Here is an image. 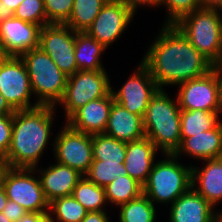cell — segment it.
<instances>
[{"instance_id": "obj_1", "label": "cell", "mask_w": 222, "mask_h": 222, "mask_svg": "<svg viewBox=\"0 0 222 222\" xmlns=\"http://www.w3.org/2000/svg\"><path fill=\"white\" fill-rule=\"evenodd\" d=\"M163 26L141 60L160 89L198 78L213 69V64L174 24Z\"/></svg>"}, {"instance_id": "obj_2", "label": "cell", "mask_w": 222, "mask_h": 222, "mask_svg": "<svg viewBox=\"0 0 222 222\" xmlns=\"http://www.w3.org/2000/svg\"><path fill=\"white\" fill-rule=\"evenodd\" d=\"M55 110L54 106H38L13 113L12 139L2 159L4 166L37 169L52 134Z\"/></svg>"}, {"instance_id": "obj_3", "label": "cell", "mask_w": 222, "mask_h": 222, "mask_svg": "<svg viewBox=\"0 0 222 222\" xmlns=\"http://www.w3.org/2000/svg\"><path fill=\"white\" fill-rule=\"evenodd\" d=\"M174 99H170L165 89H159L143 117L145 136L162 150V155L174 154L181 144V109L177 97Z\"/></svg>"}, {"instance_id": "obj_4", "label": "cell", "mask_w": 222, "mask_h": 222, "mask_svg": "<svg viewBox=\"0 0 222 222\" xmlns=\"http://www.w3.org/2000/svg\"><path fill=\"white\" fill-rule=\"evenodd\" d=\"M165 159L155 161L146 183L145 194L154 203L172 204L192 187V165L177 162L174 154H163Z\"/></svg>"}, {"instance_id": "obj_5", "label": "cell", "mask_w": 222, "mask_h": 222, "mask_svg": "<svg viewBox=\"0 0 222 222\" xmlns=\"http://www.w3.org/2000/svg\"><path fill=\"white\" fill-rule=\"evenodd\" d=\"M20 57L27 68L33 94L38 98L36 103L56 107L65 93L68 76L39 47Z\"/></svg>"}, {"instance_id": "obj_6", "label": "cell", "mask_w": 222, "mask_h": 222, "mask_svg": "<svg viewBox=\"0 0 222 222\" xmlns=\"http://www.w3.org/2000/svg\"><path fill=\"white\" fill-rule=\"evenodd\" d=\"M221 9L200 8L185 14L174 25L213 65L221 60Z\"/></svg>"}, {"instance_id": "obj_7", "label": "cell", "mask_w": 222, "mask_h": 222, "mask_svg": "<svg viewBox=\"0 0 222 222\" xmlns=\"http://www.w3.org/2000/svg\"><path fill=\"white\" fill-rule=\"evenodd\" d=\"M33 175H36L34 168L4 166L0 174V183L7 198L18 203L28 213L49 212V202L44 195L40 179Z\"/></svg>"}, {"instance_id": "obj_8", "label": "cell", "mask_w": 222, "mask_h": 222, "mask_svg": "<svg viewBox=\"0 0 222 222\" xmlns=\"http://www.w3.org/2000/svg\"><path fill=\"white\" fill-rule=\"evenodd\" d=\"M111 81L106 70H78L68 77L62 105L67 120L88 102L106 97L111 92Z\"/></svg>"}, {"instance_id": "obj_9", "label": "cell", "mask_w": 222, "mask_h": 222, "mask_svg": "<svg viewBox=\"0 0 222 222\" xmlns=\"http://www.w3.org/2000/svg\"><path fill=\"white\" fill-rule=\"evenodd\" d=\"M0 93L15 111L40 106L36 102L30 103L34 94L21 57L4 56L0 60Z\"/></svg>"}, {"instance_id": "obj_10", "label": "cell", "mask_w": 222, "mask_h": 222, "mask_svg": "<svg viewBox=\"0 0 222 222\" xmlns=\"http://www.w3.org/2000/svg\"><path fill=\"white\" fill-rule=\"evenodd\" d=\"M178 86L176 97L180 109L222 112L221 85L214 69Z\"/></svg>"}, {"instance_id": "obj_11", "label": "cell", "mask_w": 222, "mask_h": 222, "mask_svg": "<svg viewBox=\"0 0 222 222\" xmlns=\"http://www.w3.org/2000/svg\"><path fill=\"white\" fill-rule=\"evenodd\" d=\"M55 136L52 150L56 162L85 176L93 162L92 135L76 131L65 122Z\"/></svg>"}, {"instance_id": "obj_12", "label": "cell", "mask_w": 222, "mask_h": 222, "mask_svg": "<svg viewBox=\"0 0 222 222\" xmlns=\"http://www.w3.org/2000/svg\"><path fill=\"white\" fill-rule=\"evenodd\" d=\"M76 34V31L65 24H48L40 30L38 47L68 77L78 71L75 60Z\"/></svg>"}, {"instance_id": "obj_13", "label": "cell", "mask_w": 222, "mask_h": 222, "mask_svg": "<svg viewBox=\"0 0 222 222\" xmlns=\"http://www.w3.org/2000/svg\"><path fill=\"white\" fill-rule=\"evenodd\" d=\"M136 11L124 0H108L86 33L108 48L124 34Z\"/></svg>"}, {"instance_id": "obj_14", "label": "cell", "mask_w": 222, "mask_h": 222, "mask_svg": "<svg viewBox=\"0 0 222 222\" xmlns=\"http://www.w3.org/2000/svg\"><path fill=\"white\" fill-rule=\"evenodd\" d=\"M160 88L155 83L148 68L140 62L118 91L111 88L114 101L133 114L144 117L149 101Z\"/></svg>"}, {"instance_id": "obj_15", "label": "cell", "mask_w": 222, "mask_h": 222, "mask_svg": "<svg viewBox=\"0 0 222 222\" xmlns=\"http://www.w3.org/2000/svg\"><path fill=\"white\" fill-rule=\"evenodd\" d=\"M41 27L16 17L0 23V49L3 56L20 57L39 46Z\"/></svg>"}, {"instance_id": "obj_16", "label": "cell", "mask_w": 222, "mask_h": 222, "mask_svg": "<svg viewBox=\"0 0 222 222\" xmlns=\"http://www.w3.org/2000/svg\"><path fill=\"white\" fill-rule=\"evenodd\" d=\"M114 97L110 92L106 97L88 102L76 110L65 122L74 130L94 135L104 133Z\"/></svg>"}, {"instance_id": "obj_17", "label": "cell", "mask_w": 222, "mask_h": 222, "mask_svg": "<svg viewBox=\"0 0 222 222\" xmlns=\"http://www.w3.org/2000/svg\"><path fill=\"white\" fill-rule=\"evenodd\" d=\"M170 222H213L221 213L193 187L180 195L170 205Z\"/></svg>"}, {"instance_id": "obj_18", "label": "cell", "mask_w": 222, "mask_h": 222, "mask_svg": "<svg viewBox=\"0 0 222 222\" xmlns=\"http://www.w3.org/2000/svg\"><path fill=\"white\" fill-rule=\"evenodd\" d=\"M55 163L43 169L34 168L39 173L41 187L49 203L60 197L71 196L74 187L83 177L73 168Z\"/></svg>"}, {"instance_id": "obj_19", "label": "cell", "mask_w": 222, "mask_h": 222, "mask_svg": "<svg viewBox=\"0 0 222 222\" xmlns=\"http://www.w3.org/2000/svg\"><path fill=\"white\" fill-rule=\"evenodd\" d=\"M185 154L194 159L207 160L222 156V120L213 128L191 137L181 138V144L174 155Z\"/></svg>"}, {"instance_id": "obj_20", "label": "cell", "mask_w": 222, "mask_h": 222, "mask_svg": "<svg viewBox=\"0 0 222 222\" xmlns=\"http://www.w3.org/2000/svg\"><path fill=\"white\" fill-rule=\"evenodd\" d=\"M158 149L146 136L126 143L125 169L142 186L146 183Z\"/></svg>"}, {"instance_id": "obj_21", "label": "cell", "mask_w": 222, "mask_h": 222, "mask_svg": "<svg viewBox=\"0 0 222 222\" xmlns=\"http://www.w3.org/2000/svg\"><path fill=\"white\" fill-rule=\"evenodd\" d=\"M204 162V168L192 165V187L215 208L222 201V156Z\"/></svg>"}, {"instance_id": "obj_22", "label": "cell", "mask_w": 222, "mask_h": 222, "mask_svg": "<svg viewBox=\"0 0 222 222\" xmlns=\"http://www.w3.org/2000/svg\"><path fill=\"white\" fill-rule=\"evenodd\" d=\"M104 133L125 143L141 139L145 137L143 117L114 101Z\"/></svg>"}, {"instance_id": "obj_23", "label": "cell", "mask_w": 222, "mask_h": 222, "mask_svg": "<svg viewBox=\"0 0 222 222\" xmlns=\"http://www.w3.org/2000/svg\"><path fill=\"white\" fill-rule=\"evenodd\" d=\"M107 48L86 32H77L75 40V60L78 70H105L101 54Z\"/></svg>"}, {"instance_id": "obj_24", "label": "cell", "mask_w": 222, "mask_h": 222, "mask_svg": "<svg viewBox=\"0 0 222 222\" xmlns=\"http://www.w3.org/2000/svg\"><path fill=\"white\" fill-rule=\"evenodd\" d=\"M221 113L222 112L181 109V138H188L191 137L192 134H199L200 132L213 129L220 122L219 115H221Z\"/></svg>"}, {"instance_id": "obj_25", "label": "cell", "mask_w": 222, "mask_h": 222, "mask_svg": "<svg viewBox=\"0 0 222 222\" xmlns=\"http://www.w3.org/2000/svg\"><path fill=\"white\" fill-rule=\"evenodd\" d=\"M108 0H74L65 23L76 32H86Z\"/></svg>"}, {"instance_id": "obj_26", "label": "cell", "mask_w": 222, "mask_h": 222, "mask_svg": "<svg viewBox=\"0 0 222 222\" xmlns=\"http://www.w3.org/2000/svg\"><path fill=\"white\" fill-rule=\"evenodd\" d=\"M72 196L83 205L88 212L106 211L103 206L108 205L105 188L96 185L83 176L73 189ZM107 203V204H106Z\"/></svg>"}, {"instance_id": "obj_27", "label": "cell", "mask_w": 222, "mask_h": 222, "mask_svg": "<svg viewBox=\"0 0 222 222\" xmlns=\"http://www.w3.org/2000/svg\"><path fill=\"white\" fill-rule=\"evenodd\" d=\"M93 160L111 163H124L126 143L105 133L92 135Z\"/></svg>"}, {"instance_id": "obj_28", "label": "cell", "mask_w": 222, "mask_h": 222, "mask_svg": "<svg viewBox=\"0 0 222 222\" xmlns=\"http://www.w3.org/2000/svg\"><path fill=\"white\" fill-rule=\"evenodd\" d=\"M108 203L119 207L143 193V186L129 175L114 179L104 187Z\"/></svg>"}, {"instance_id": "obj_29", "label": "cell", "mask_w": 222, "mask_h": 222, "mask_svg": "<svg viewBox=\"0 0 222 222\" xmlns=\"http://www.w3.org/2000/svg\"><path fill=\"white\" fill-rule=\"evenodd\" d=\"M155 205L142 193L139 197L119 206V221L155 222L157 217Z\"/></svg>"}, {"instance_id": "obj_30", "label": "cell", "mask_w": 222, "mask_h": 222, "mask_svg": "<svg viewBox=\"0 0 222 222\" xmlns=\"http://www.w3.org/2000/svg\"><path fill=\"white\" fill-rule=\"evenodd\" d=\"M87 213L88 211L72 195L57 198L49 203L51 222H82Z\"/></svg>"}, {"instance_id": "obj_31", "label": "cell", "mask_w": 222, "mask_h": 222, "mask_svg": "<svg viewBox=\"0 0 222 222\" xmlns=\"http://www.w3.org/2000/svg\"><path fill=\"white\" fill-rule=\"evenodd\" d=\"M123 175H128L124 163L93 160L90 169L85 176L96 185L105 187L114 179L122 177Z\"/></svg>"}, {"instance_id": "obj_32", "label": "cell", "mask_w": 222, "mask_h": 222, "mask_svg": "<svg viewBox=\"0 0 222 222\" xmlns=\"http://www.w3.org/2000/svg\"><path fill=\"white\" fill-rule=\"evenodd\" d=\"M14 17L39 25H48L43 0H23L14 11Z\"/></svg>"}, {"instance_id": "obj_33", "label": "cell", "mask_w": 222, "mask_h": 222, "mask_svg": "<svg viewBox=\"0 0 222 222\" xmlns=\"http://www.w3.org/2000/svg\"><path fill=\"white\" fill-rule=\"evenodd\" d=\"M159 5H164L168 12L164 24H175L185 14L201 8L199 0H159L157 7Z\"/></svg>"}, {"instance_id": "obj_34", "label": "cell", "mask_w": 222, "mask_h": 222, "mask_svg": "<svg viewBox=\"0 0 222 222\" xmlns=\"http://www.w3.org/2000/svg\"><path fill=\"white\" fill-rule=\"evenodd\" d=\"M47 22L65 24L71 14L74 0H43Z\"/></svg>"}, {"instance_id": "obj_35", "label": "cell", "mask_w": 222, "mask_h": 222, "mask_svg": "<svg viewBox=\"0 0 222 222\" xmlns=\"http://www.w3.org/2000/svg\"><path fill=\"white\" fill-rule=\"evenodd\" d=\"M13 114L0 115V159L6 155L12 139Z\"/></svg>"}, {"instance_id": "obj_36", "label": "cell", "mask_w": 222, "mask_h": 222, "mask_svg": "<svg viewBox=\"0 0 222 222\" xmlns=\"http://www.w3.org/2000/svg\"><path fill=\"white\" fill-rule=\"evenodd\" d=\"M2 213L11 222H18L27 211L18 203L8 199L7 205L2 210Z\"/></svg>"}, {"instance_id": "obj_37", "label": "cell", "mask_w": 222, "mask_h": 222, "mask_svg": "<svg viewBox=\"0 0 222 222\" xmlns=\"http://www.w3.org/2000/svg\"><path fill=\"white\" fill-rule=\"evenodd\" d=\"M18 222H51L49 212L26 213Z\"/></svg>"}, {"instance_id": "obj_38", "label": "cell", "mask_w": 222, "mask_h": 222, "mask_svg": "<svg viewBox=\"0 0 222 222\" xmlns=\"http://www.w3.org/2000/svg\"><path fill=\"white\" fill-rule=\"evenodd\" d=\"M106 211L88 212L82 222H110Z\"/></svg>"}, {"instance_id": "obj_39", "label": "cell", "mask_w": 222, "mask_h": 222, "mask_svg": "<svg viewBox=\"0 0 222 222\" xmlns=\"http://www.w3.org/2000/svg\"><path fill=\"white\" fill-rule=\"evenodd\" d=\"M127 4L132 5L136 10L140 8L139 6H157L159 0H124Z\"/></svg>"}, {"instance_id": "obj_40", "label": "cell", "mask_w": 222, "mask_h": 222, "mask_svg": "<svg viewBox=\"0 0 222 222\" xmlns=\"http://www.w3.org/2000/svg\"><path fill=\"white\" fill-rule=\"evenodd\" d=\"M15 110L8 104L4 96L0 93V115L13 114Z\"/></svg>"}, {"instance_id": "obj_41", "label": "cell", "mask_w": 222, "mask_h": 222, "mask_svg": "<svg viewBox=\"0 0 222 222\" xmlns=\"http://www.w3.org/2000/svg\"><path fill=\"white\" fill-rule=\"evenodd\" d=\"M201 8L210 9H221L222 10V0H199Z\"/></svg>"}, {"instance_id": "obj_42", "label": "cell", "mask_w": 222, "mask_h": 222, "mask_svg": "<svg viewBox=\"0 0 222 222\" xmlns=\"http://www.w3.org/2000/svg\"><path fill=\"white\" fill-rule=\"evenodd\" d=\"M14 16V12L3 4L0 0V23Z\"/></svg>"}, {"instance_id": "obj_43", "label": "cell", "mask_w": 222, "mask_h": 222, "mask_svg": "<svg viewBox=\"0 0 222 222\" xmlns=\"http://www.w3.org/2000/svg\"><path fill=\"white\" fill-rule=\"evenodd\" d=\"M8 198L6 196L5 190L0 183V212L4 209V207L7 205Z\"/></svg>"}, {"instance_id": "obj_44", "label": "cell", "mask_w": 222, "mask_h": 222, "mask_svg": "<svg viewBox=\"0 0 222 222\" xmlns=\"http://www.w3.org/2000/svg\"><path fill=\"white\" fill-rule=\"evenodd\" d=\"M2 1L6 7H8L14 12L19 6V4L22 3L23 0H2Z\"/></svg>"}, {"instance_id": "obj_45", "label": "cell", "mask_w": 222, "mask_h": 222, "mask_svg": "<svg viewBox=\"0 0 222 222\" xmlns=\"http://www.w3.org/2000/svg\"><path fill=\"white\" fill-rule=\"evenodd\" d=\"M213 69L216 71L219 80H220V85H221V94H222V60H220L219 62L215 63L213 65Z\"/></svg>"}, {"instance_id": "obj_46", "label": "cell", "mask_w": 222, "mask_h": 222, "mask_svg": "<svg viewBox=\"0 0 222 222\" xmlns=\"http://www.w3.org/2000/svg\"><path fill=\"white\" fill-rule=\"evenodd\" d=\"M220 51H221V60H222V18H221V26H220Z\"/></svg>"}, {"instance_id": "obj_47", "label": "cell", "mask_w": 222, "mask_h": 222, "mask_svg": "<svg viewBox=\"0 0 222 222\" xmlns=\"http://www.w3.org/2000/svg\"><path fill=\"white\" fill-rule=\"evenodd\" d=\"M0 222H11L7 219L2 212H0Z\"/></svg>"}, {"instance_id": "obj_48", "label": "cell", "mask_w": 222, "mask_h": 222, "mask_svg": "<svg viewBox=\"0 0 222 222\" xmlns=\"http://www.w3.org/2000/svg\"><path fill=\"white\" fill-rule=\"evenodd\" d=\"M213 222H222V213H220Z\"/></svg>"}, {"instance_id": "obj_49", "label": "cell", "mask_w": 222, "mask_h": 222, "mask_svg": "<svg viewBox=\"0 0 222 222\" xmlns=\"http://www.w3.org/2000/svg\"><path fill=\"white\" fill-rule=\"evenodd\" d=\"M3 167H4V163H3L2 160L0 159V174H1V171H2Z\"/></svg>"}, {"instance_id": "obj_50", "label": "cell", "mask_w": 222, "mask_h": 222, "mask_svg": "<svg viewBox=\"0 0 222 222\" xmlns=\"http://www.w3.org/2000/svg\"><path fill=\"white\" fill-rule=\"evenodd\" d=\"M3 57H4V56H3L2 51H1V49H0V60H1Z\"/></svg>"}]
</instances>
